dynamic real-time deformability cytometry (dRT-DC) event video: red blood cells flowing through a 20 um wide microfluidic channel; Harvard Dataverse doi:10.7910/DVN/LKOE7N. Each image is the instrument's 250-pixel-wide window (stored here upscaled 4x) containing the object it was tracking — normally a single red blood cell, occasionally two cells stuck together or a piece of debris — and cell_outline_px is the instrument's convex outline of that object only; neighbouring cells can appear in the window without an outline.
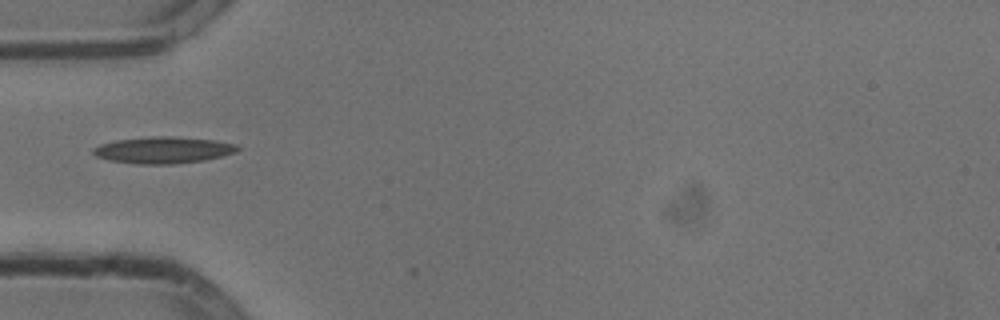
{"species": "common noctule bat (a hibernating species)", "species_latin": "Nyctalus noctula", "temperature_condition": "cold", "stored_images_in_passage": 2, "camera_frame_rate_fps": 3000, "um_per_image_px": 0.085, "animal": {"sex": "male", "body_mass_g": 13.3}, "frame": {"image": 1, "passage_image": 1, "time_ms": 0.0, "image_size_px": [1000, 320], "cell_outline_px": [[240, 148], [236, 152], [204, 160], [172, 164], [136, 164], [108, 160], [96, 156], [92, 152], [92, 148], [100, 144], [116, 140], [152, 136], [168, 136], [212, 140], [236, 144]], "centroid_in_image_um": [13.83, 12.76], "position_along_channel_um": 71.2, "area_um2": 22.25}}